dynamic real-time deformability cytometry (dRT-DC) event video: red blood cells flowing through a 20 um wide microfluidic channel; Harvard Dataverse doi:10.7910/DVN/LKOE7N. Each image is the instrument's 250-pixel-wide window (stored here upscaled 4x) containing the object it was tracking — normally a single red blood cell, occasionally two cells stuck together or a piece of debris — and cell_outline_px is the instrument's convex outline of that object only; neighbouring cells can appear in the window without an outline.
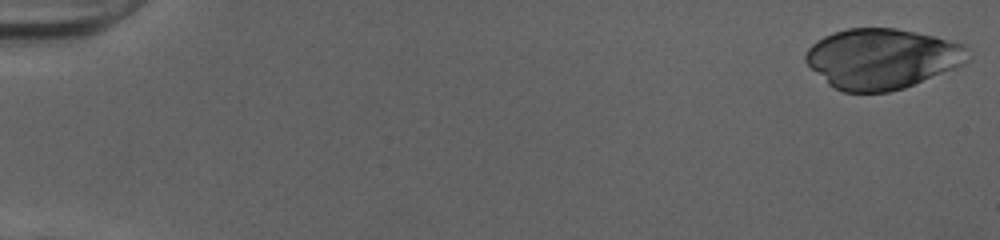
{"species": "human", "species_latin": "Homo sapiens", "temperature_condition": "cold", "stored_images_in_passage": 51, "camera_frame_rate_fps": 3000, "um_per_image_px": 0.085, "donor": {"sex": "female"}, "frame": {"image": 1, "passage_image": 1, "time_ms": 0.0, "image_size_px": [1000, 240], "cell_outline_px": [[968, 60], [964, 64], [904, 88], [888, 92], [844, 92], [832, 88], [804, 60], [804, 56], [808, 48], [816, 40], [832, 32], [848, 28], [896, 28], [916, 32], [964, 44]], "centroid_in_image_um": [74.92, 4.98], "position_along_channel_um": 10.1, "area_um2": 56.76}}
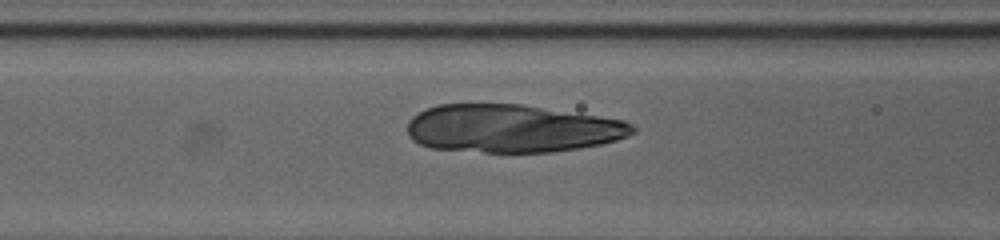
{"frame": {"image": 2, "passage_image": 22, "time_ms": 7.0, "image_size_px": [1000, 240], "cell_outline_px": [[636, 132], [628, 136], [616, 140], [600, 144], [580, 148], [552, 152], [484, 152], [432, 148], [420, 144], [412, 140], [408, 136], [408, 120], [412, 116], [424, 108], [436, 104], [520, 104], [624, 120], [632, 124], [636, 128]], "centroid_in_image_um": [43.49, 10.92], "position_along_channel_um": 123.1, "area_um2": 63.18}}
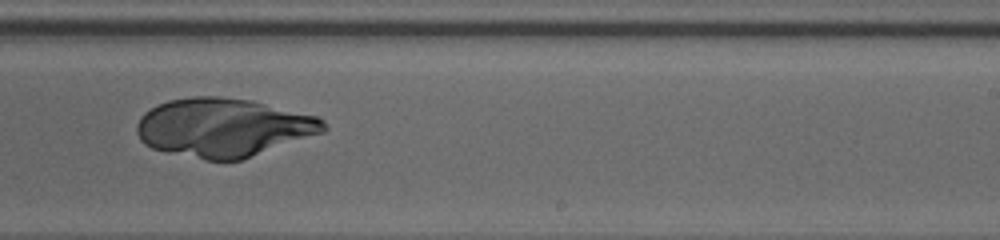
{"frame": {"image": 3, "passage_image": 33, "time_ms": 10.667, "image_size_px": [1000, 240], "cell_outline_px": [[328, 128], [324, 132], [240, 160], [208, 160], [168, 152], [152, 148], [144, 144], [140, 140], [136, 132], [136, 124], [140, 116], [144, 112], [168, 100], [196, 96], [216, 96], [252, 100], [316, 116], [324, 120]], "centroid_in_image_um": [18.98, 10.83], "position_along_channel_um": 270.0, "area_um2": 63.58}}